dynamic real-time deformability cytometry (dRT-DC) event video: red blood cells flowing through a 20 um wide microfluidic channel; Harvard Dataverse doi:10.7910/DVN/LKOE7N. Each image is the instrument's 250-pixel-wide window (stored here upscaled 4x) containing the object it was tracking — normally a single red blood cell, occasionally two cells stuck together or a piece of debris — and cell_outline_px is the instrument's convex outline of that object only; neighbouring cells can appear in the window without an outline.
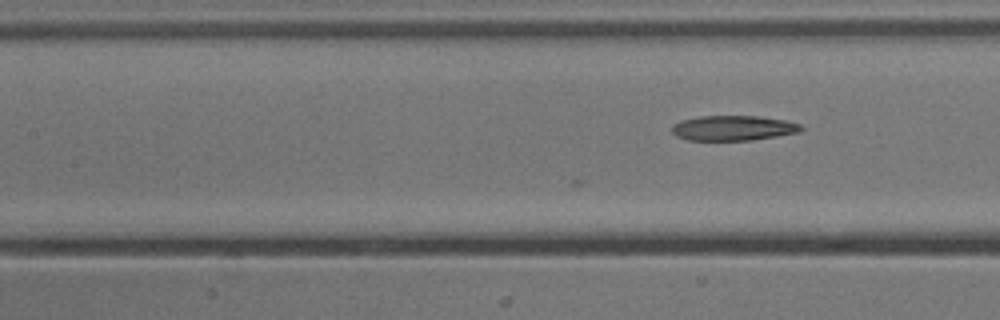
{"species": "common noctule bat (a hibernating species)", "species_latin": "Nyctalus noctula", "temperature_condition": "cold", "stored_images_in_passage": 10, "camera_frame_rate_fps": 3000, "um_per_image_px": 0.085, "animal": {"sex": "male", "body_mass_g": 13.3}, "frame": {"image": 1, "passage_image": 10, "time_ms": 3.0, "image_size_px": [1000, 320], "cell_outline_px": [[804, 128], [800, 132], [752, 140], [688, 140], [676, 136], [672, 132], [672, 124], [680, 120], [696, 116], [756, 116], [784, 120], [800, 124]], "centroid_in_image_um": [62.29, 10.88], "position_along_channel_um": 145.1, "area_um2": 18.9}}